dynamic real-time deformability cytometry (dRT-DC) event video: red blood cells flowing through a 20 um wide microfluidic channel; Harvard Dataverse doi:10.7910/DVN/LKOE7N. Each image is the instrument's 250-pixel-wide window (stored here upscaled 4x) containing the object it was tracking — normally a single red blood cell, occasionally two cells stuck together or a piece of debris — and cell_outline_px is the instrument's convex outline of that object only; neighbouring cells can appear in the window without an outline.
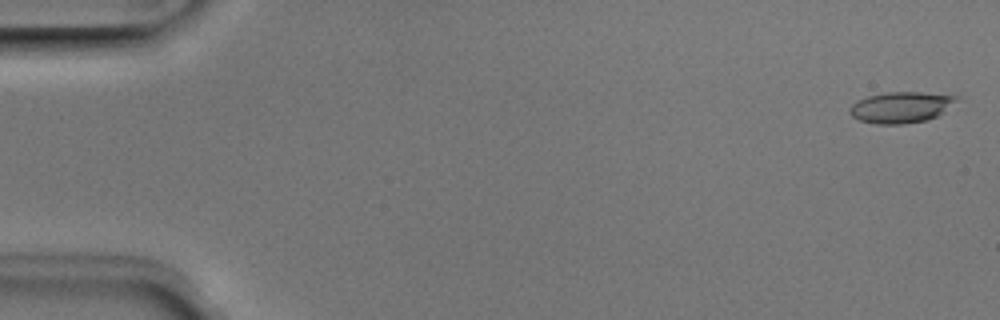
{"species": "Egyptian fruit bat (a non-hibernating species)", "species_latin": "Rousettus aegyptiacus", "temperature_condition": "room temperature", "stored_images_in_passage": 4, "camera_frame_rate_fps": 3000, "um_per_image_px": 0.085, "animal": {"sex": "male"}, "frame": {"image": 1, "passage_image": 1, "time_ms": 0.0, "image_size_px": [1000, 320], "cell_outline_px": [[960, 96], [956, 100], [936, 116], [928, 120], [900, 124], [876, 124], [860, 120], [852, 116], [848, 112], [848, 108], [856, 100], [868, 96], [888, 92], [920, 92]], "centroid_in_image_um": [76.51, 9.12], "position_along_channel_um": 8.5, "area_um2": 19.13}}
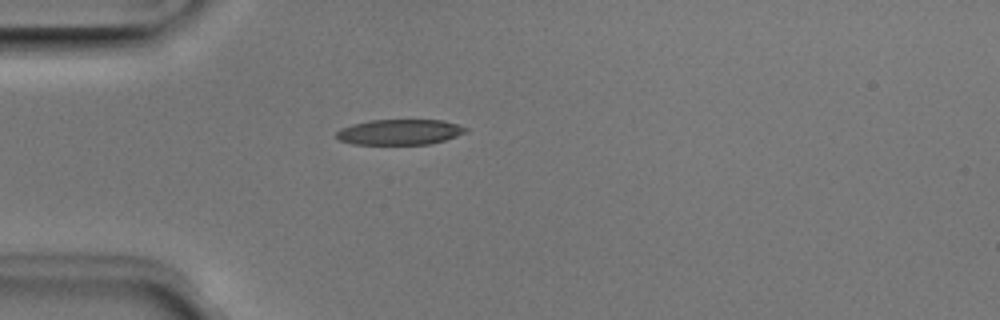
{"frame": {"image": 2, "passage_image": 4, "time_ms": 1.0, "image_size_px": [1000, 320], "cell_outline_px": [[468, 132], [444, 140], [428, 144], [352, 144], [340, 140], [336, 136], [336, 132], [340, 128], [352, 124], [372, 120], [444, 120], [468, 128]], "centroid_in_image_um": [33.97, 11.22], "position_along_channel_um": 51.0, "area_um2": 19.13}}